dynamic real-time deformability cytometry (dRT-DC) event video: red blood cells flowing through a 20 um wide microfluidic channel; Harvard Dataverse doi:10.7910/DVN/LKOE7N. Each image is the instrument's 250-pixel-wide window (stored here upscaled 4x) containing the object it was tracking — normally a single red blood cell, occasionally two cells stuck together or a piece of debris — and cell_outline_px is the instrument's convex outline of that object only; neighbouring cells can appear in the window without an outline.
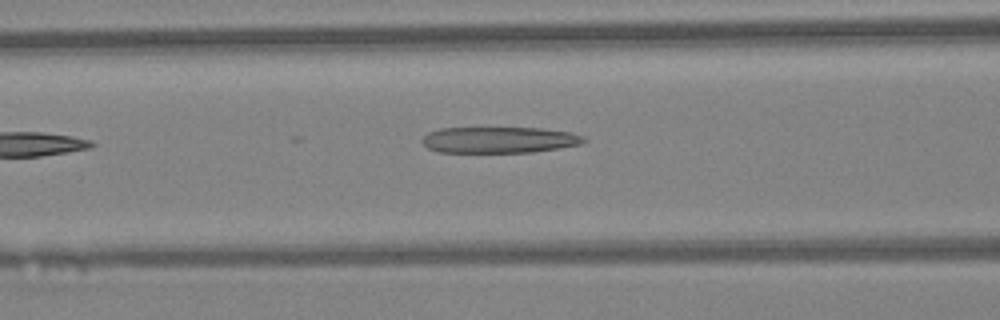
{"species": "Egyptian fruit bat (a non-hibernating species)", "species_latin": "Rousettus aegyptiacus", "temperature_condition": "warm", "stored_images_in_passage": 9, "camera_frame_rate_fps": 3000, "um_per_image_px": 0.085, "animal": {"sex": "female"}, "frame": {"image": 1, "passage_image": 6, "time_ms": 1.667, "image_size_px": [1000, 320], "cell_outline_px": [[588, 140], [580, 144], [560, 148], [532, 152], [436, 152], [428, 148], [420, 140], [428, 132], [440, 128], [540, 128], [572, 132], [584, 136]], "centroid_in_image_um": [42.44, 11.89], "position_along_channel_um": 124.2, "area_um2": 24.8}}